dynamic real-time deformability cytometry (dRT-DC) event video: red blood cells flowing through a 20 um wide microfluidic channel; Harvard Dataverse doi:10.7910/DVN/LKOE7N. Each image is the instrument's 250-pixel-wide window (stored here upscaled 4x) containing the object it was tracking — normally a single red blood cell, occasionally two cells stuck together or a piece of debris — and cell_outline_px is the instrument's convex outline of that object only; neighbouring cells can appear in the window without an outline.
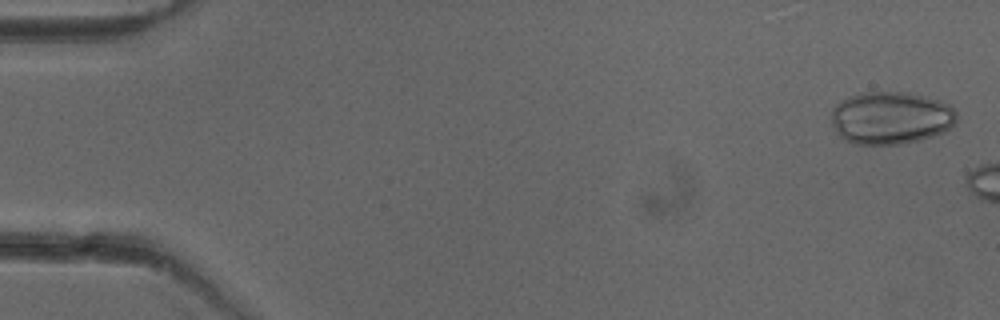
{"species": "common noctule bat (a hibernating species)", "species_latin": "Nyctalus noctula", "temperature_condition": "cold", "stored_images_in_passage": 7, "camera_frame_rate_fps": 3000, "um_per_image_px": 0.085, "animal": {"sex": "female"}, "frame": {"image": 1, "passage_image": 2, "time_ms": 0.333, "image_size_px": [1000, 320], "cell_outline_px": [[956, 120], [944, 132], [920, 140], [900, 144], [852, 144], [840, 136], [836, 132], [832, 124], [832, 108], [840, 100], [848, 96], [860, 92], [908, 92], [940, 100], [948, 104], [956, 112]], "centroid_in_image_um": [75.69, 10.01], "position_along_channel_um": 9.3, "area_um2": 38.61}}